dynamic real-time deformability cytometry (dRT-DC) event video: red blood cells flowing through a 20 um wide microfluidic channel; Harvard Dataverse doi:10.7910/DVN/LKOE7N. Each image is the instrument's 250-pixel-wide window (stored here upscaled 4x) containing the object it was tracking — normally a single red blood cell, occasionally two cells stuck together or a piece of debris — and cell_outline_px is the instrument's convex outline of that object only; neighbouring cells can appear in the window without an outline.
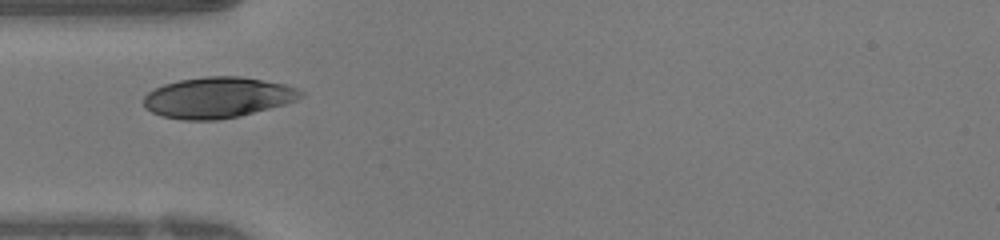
{"species": "human", "species_latin": "Homo sapiens", "temperature_condition": "warm", "stored_images_in_passage": 28, "camera_frame_rate_fps": 3000, "um_per_image_px": 0.085, "donor": {"sex": "female"}, "frame": {"image": 1, "passage_image": 1, "time_ms": 0.0, "image_size_px": [1000, 240], "cell_outline_px": [[288, 88], [284, 100], [276, 104], [264, 108], [236, 116], [204, 120], [196, 120], [164, 116], [148, 108], [144, 104], [144, 100], [156, 88], [168, 84], [184, 80], [216, 76], [228, 76], [260, 80], [276, 84]], "centroid_in_image_um": [18.2, 8.29], "position_along_channel_um": 66.8, "area_um2": 33.29}}
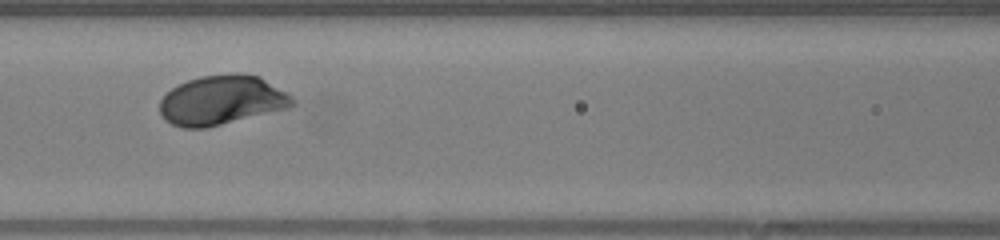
{"frame": {"image": 2, "passage_image": 7, "time_ms": 2.0, "image_size_px": [1000, 240], "cell_outline_px": [[292, 104], [216, 124], [196, 128], [192, 128], [172, 124], [160, 112], [160, 104], [164, 96], [172, 88], [180, 84], [192, 80], [208, 76], [256, 76], [288, 96], [292, 100]], "centroid_in_image_um": [18.68, 8.53], "position_along_channel_um": 147.9, "area_um2": 34.56}}
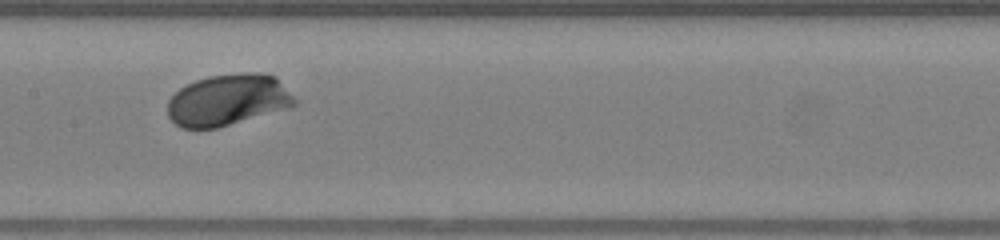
{"frame": {"image": 3, "passage_image": 10, "time_ms": 3.0, "image_size_px": [1000, 240], "cell_outline_px": [[292, 104], [212, 128], [184, 128], [176, 124], [172, 120], [168, 112], [168, 104], [172, 96], [176, 92], [188, 84], [200, 80], [216, 76], [272, 76], [276, 80], [292, 100]], "centroid_in_image_um": [19.17, 8.54], "position_along_channel_um": 188.2, "area_um2": 34.33}}